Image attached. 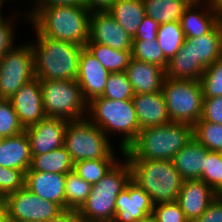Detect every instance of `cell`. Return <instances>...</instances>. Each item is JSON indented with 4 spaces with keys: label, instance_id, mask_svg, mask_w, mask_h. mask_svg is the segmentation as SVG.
<instances>
[{
    "label": "cell",
    "instance_id": "29",
    "mask_svg": "<svg viewBox=\"0 0 222 222\" xmlns=\"http://www.w3.org/2000/svg\"><path fill=\"white\" fill-rule=\"evenodd\" d=\"M156 40L164 56L170 60L182 47L185 41V35L180 22L160 24Z\"/></svg>",
    "mask_w": 222,
    "mask_h": 222
},
{
    "label": "cell",
    "instance_id": "27",
    "mask_svg": "<svg viewBox=\"0 0 222 222\" xmlns=\"http://www.w3.org/2000/svg\"><path fill=\"white\" fill-rule=\"evenodd\" d=\"M192 0H143L146 15L159 24L180 22Z\"/></svg>",
    "mask_w": 222,
    "mask_h": 222
},
{
    "label": "cell",
    "instance_id": "26",
    "mask_svg": "<svg viewBox=\"0 0 222 222\" xmlns=\"http://www.w3.org/2000/svg\"><path fill=\"white\" fill-rule=\"evenodd\" d=\"M32 171L67 174L73 171L74 162L65 148L54 149L48 153L32 155L30 165Z\"/></svg>",
    "mask_w": 222,
    "mask_h": 222
},
{
    "label": "cell",
    "instance_id": "17",
    "mask_svg": "<svg viewBox=\"0 0 222 222\" xmlns=\"http://www.w3.org/2000/svg\"><path fill=\"white\" fill-rule=\"evenodd\" d=\"M110 74L90 51L83 47L76 81L80 85L83 98L87 103L102 96Z\"/></svg>",
    "mask_w": 222,
    "mask_h": 222
},
{
    "label": "cell",
    "instance_id": "30",
    "mask_svg": "<svg viewBox=\"0 0 222 222\" xmlns=\"http://www.w3.org/2000/svg\"><path fill=\"white\" fill-rule=\"evenodd\" d=\"M92 185L74 171L66 174L65 210L78 211L91 193Z\"/></svg>",
    "mask_w": 222,
    "mask_h": 222
},
{
    "label": "cell",
    "instance_id": "12",
    "mask_svg": "<svg viewBox=\"0 0 222 222\" xmlns=\"http://www.w3.org/2000/svg\"><path fill=\"white\" fill-rule=\"evenodd\" d=\"M2 200L7 222H45L63 211L55 202L40 198L26 187L6 195Z\"/></svg>",
    "mask_w": 222,
    "mask_h": 222
},
{
    "label": "cell",
    "instance_id": "41",
    "mask_svg": "<svg viewBox=\"0 0 222 222\" xmlns=\"http://www.w3.org/2000/svg\"><path fill=\"white\" fill-rule=\"evenodd\" d=\"M5 19V21L0 25V59L10 51L14 46V27L12 25V20Z\"/></svg>",
    "mask_w": 222,
    "mask_h": 222
},
{
    "label": "cell",
    "instance_id": "22",
    "mask_svg": "<svg viewBox=\"0 0 222 222\" xmlns=\"http://www.w3.org/2000/svg\"><path fill=\"white\" fill-rule=\"evenodd\" d=\"M140 129L163 126L170 121L162 91L134 94L132 98Z\"/></svg>",
    "mask_w": 222,
    "mask_h": 222
},
{
    "label": "cell",
    "instance_id": "31",
    "mask_svg": "<svg viewBox=\"0 0 222 222\" xmlns=\"http://www.w3.org/2000/svg\"><path fill=\"white\" fill-rule=\"evenodd\" d=\"M116 159H90L74 163L73 171L91 185L97 184L118 162Z\"/></svg>",
    "mask_w": 222,
    "mask_h": 222
},
{
    "label": "cell",
    "instance_id": "45",
    "mask_svg": "<svg viewBox=\"0 0 222 222\" xmlns=\"http://www.w3.org/2000/svg\"><path fill=\"white\" fill-rule=\"evenodd\" d=\"M115 0H83V5L90 11L107 10Z\"/></svg>",
    "mask_w": 222,
    "mask_h": 222
},
{
    "label": "cell",
    "instance_id": "33",
    "mask_svg": "<svg viewBox=\"0 0 222 222\" xmlns=\"http://www.w3.org/2000/svg\"><path fill=\"white\" fill-rule=\"evenodd\" d=\"M193 137L207 150L222 153V124L198 121L193 125Z\"/></svg>",
    "mask_w": 222,
    "mask_h": 222
},
{
    "label": "cell",
    "instance_id": "19",
    "mask_svg": "<svg viewBox=\"0 0 222 222\" xmlns=\"http://www.w3.org/2000/svg\"><path fill=\"white\" fill-rule=\"evenodd\" d=\"M66 175L37 172L29 169L25 173V187L44 200L53 201L65 210Z\"/></svg>",
    "mask_w": 222,
    "mask_h": 222
},
{
    "label": "cell",
    "instance_id": "44",
    "mask_svg": "<svg viewBox=\"0 0 222 222\" xmlns=\"http://www.w3.org/2000/svg\"><path fill=\"white\" fill-rule=\"evenodd\" d=\"M34 7H48L55 5H83V0H35Z\"/></svg>",
    "mask_w": 222,
    "mask_h": 222
},
{
    "label": "cell",
    "instance_id": "13",
    "mask_svg": "<svg viewBox=\"0 0 222 222\" xmlns=\"http://www.w3.org/2000/svg\"><path fill=\"white\" fill-rule=\"evenodd\" d=\"M115 50L132 51L133 38L106 11H91L89 40Z\"/></svg>",
    "mask_w": 222,
    "mask_h": 222
},
{
    "label": "cell",
    "instance_id": "1",
    "mask_svg": "<svg viewBox=\"0 0 222 222\" xmlns=\"http://www.w3.org/2000/svg\"><path fill=\"white\" fill-rule=\"evenodd\" d=\"M91 11L84 5L33 7L30 19L36 35L71 42L85 47L89 40Z\"/></svg>",
    "mask_w": 222,
    "mask_h": 222
},
{
    "label": "cell",
    "instance_id": "8",
    "mask_svg": "<svg viewBox=\"0 0 222 222\" xmlns=\"http://www.w3.org/2000/svg\"><path fill=\"white\" fill-rule=\"evenodd\" d=\"M43 108L48 118L85 119L87 102L76 80H40Z\"/></svg>",
    "mask_w": 222,
    "mask_h": 222
},
{
    "label": "cell",
    "instance_id": "5",
    "mask_svg": "<svg viewBox=\"0 0 222 222\" xmlns=\"http://www.w3.org/2000/svg\"><path fill=\"white\" fill-rule=\"evenodd\" d=\"M87 110L86 118L107 136L112 133L123 136L120 150L124 155L141 130L132 99L116 101L100 96L88 102Z\"/></svg>",
    "mask_w": 222,
    "mask_h": 222
},
{
    "label": "cell",
    "instance_id": "7",
    "mask_svg": "<svg viewBox=\"0 0 222 222\" xmlns=\"http://www.w3.org/2000/svg\"><path fill=\"white\" fill-rule=\"evenodd\" d=\"M124 160L118 161L97 184L92 185L90 195L77 211L81 222H113L117 196L131 180L129 161L125 157Z\"/></svg>",
    "mask_w": 222,
    "mask_h": 222
},
{
    "label": "cell",
    "instance_id": "21",
    "mask_svg": "<svg viewBox=\"0 0 222 222\" xmlns=\"http://www.w3.org/2000/svg\"><path fill=\"white\" fill-rule=\"evenodd\" d=\"M126 74L135 94L155 93L162 90L166 78L165 69L162 67L130 59Z\"/></svg>",
    "mask_w": 222,
    "mask_h": 222
},
{
    "label": "cell",
    "instance_id": "4",
    "mask_svg": "<svg viewBox=\"0 0 222 222\" xmlns=\"http://www.w3.org/2000/svg\"><path fill=\"white\" fill-rule=\"evenodd\" d=\"M36 37V43H30L35 77L39 80H76L84 46L43 35Z\"/></svg>",
    "mask_w": 222,
    "mask_h": 222
},
{
    "label": "cell",
    "instance_id": "16",
    "mask_svg": "<svg viewBox=\"0 0 222 222\" xmlns=\"http://www.w3.org/2000/svg\"><path fill=\"white\" fill-rule=\"evenodd\" d=\"M69 121L61 118H48L25 129L32 155L48 153L64 146L65 131Z\"/></svg>",
    "mask_w": 222,
    "mask_h": 222
},
{
    "label": "cell",
    "instance_id": "25",
    "mask_svg": "<svg viewBox=\"0 0 222 222\" xmlns=\"http://www.w3.org/2000/svg\"><path fill=\"white\" fill-rule=\"evenodd\" d=\"M106 11L132 38L146 16L143 0H115Z\"/></svg>",
    "mask_w": 222,
    "mask_h": 222
},
{
    "label": "cell",
    "instance_id": "3",
    "mask_svg": "<svg viewBox=\"0 0 222 222\" xmlns=\"http://www.w3.org/2000/svg\"><path fill=\"white\" fill-rule=\"evenodd\" d=\"M193 137V125L169 122L141 129L124 151L127 159L172 160Z\"/></svg>",
    "mask_w": 222,
    "mask_h": 222
},
{
    "label": "cell",
    "instance_id": "37",
    "mask_svg": "<svg viewBox=\"0 0 222 222\" xmlns=\"http://www.w3.org/2000/svg\"><path fill=\"white\" fill-rule=\"evenodd\" d=\"M200 180H203L213 190L222 183V153L207 150L204 171Z\"/></svg>",
    "mask_w": 222,
    "mask_h": 222
},
{
    "label": "cell",
    "instance_id": "32",
    "mask_svg": "<svg viewBox=\"0 0 222 222\" xmlns=\"http://www.w3.org/2000/svg\"><path fill=\"white\" fill-rule=\"evenodd\" d=\"M132 58L156 64L166 70L169 60L164 56L156 39L133 40Z\"/></svg>",
    "mask_w": 222,
    "mask_h": 222
},
{
    "label": "cell",
    "instance_id": "35",
    "mask_svg": "<svg viewBox=\"0 0 222 222\" xmlns=\"http://www.w3.org/2000/svg\"><path fill=\"white\" fill-rule=\"evenodd\" d=\"M200 82L204 98L222 96V57L206 68Z\"/></svg>",
    "mask_w": 222,
    "mask_h": 222
},
{
    "label": "cell",
    "instance_id": "18",
    "mask_svg": "<svg viewBox=\"0 0 222 222\" xmlns=\"http://www.w3.org/2000/svg\"><path fill=\"white\" fill-rule=\"evenodd\" d=\"M215 198V191L203 180H187L183 182L177 202L186 219L194 222Z\"/></svg>",
    "mask_w": 222,
    "mask_h": 222
},
{
    "label": "cell",
    "instance_id": "9",
    "mask_svg": "<svg viewBox=\"0 0 222 222\" xmlns=\"http://www.w3.org/2000/svg\"><path fill=\"white\" fill-rule=\"evenodd\" d=\"M161 91L171 122L194 125L201 119L204 96L200 81L166 77Z\"/></svg>",
    "mask_w": 222,
    "mask_h": 222
},
{
    "label": "cell",
    "instance_id": "28",
    "mask_svg": "<svg viewBox=\"0 0 222 222\" xmlns=\"http://www.w3.org/2000/svg\"><path fill=\"white\" fill-rule=\"evenodd\" d=\"M85 47L110 73L126 71L132 58L131 51L115 50L103 44L86 43Z\"/></svg>",
    "mask_w": 222,
    "mask_h": 222
},
{
    "label": "cell",
    "instance_id": "48",
    "mask_svg": "<svg viewBox=\"0 0 222 222\" xmlns=\"http://www.w3.org/2000/svg\"><path fill=\"white\" fill-rule=\"evenodd\" d=\"M0 222H7L6 209L2 199H0Z\"/></svg>",
    "mask_w": 222,
    "mask_h": 222
},
{
    "label": "cell",
    "instance_id": "14",
    "mask_svg": "<svg viewBox=\"0 0 222 222\" xmlns=\"http://www.w3.org/2000/svg\"><path fill=\"white\" fill-rule=\"evenodd\" d=\"M113 222H137L152 214L154 203L150 196L132 179L117 196Z\"/></svg>",
    "mask_w": 222,
    "mask_h": 222
},
{
    "label": "cell",
    "instance_id": "40",
    "mask_svg": "<svg viewBox=\"0 0 222 222\" xmlns=\"http://www.w3.org/2000/svg\"><path fill=\"white\" fill-rule=\"evenodd\" d=\"M199 121L222 124V96L204 98L202 116Z\"/></svg>",
    "mask_w": 222,
    "mask_h": 222
},
{
    "label": "cell",
    "instance_id": "34",
    "mask_svg": "<svg viewBox=\"0 0 222 222\" xmlns=\"http://www.w3.org/2000/svg\"><path fill=\"white\" fill-rule=\"evenodd\" d=\"M132 85L126 72L111 73L107 79L105 90L101 97L121 101L132 99L134 96Z\"/></svg>",
    "mask_w": 222,
    "mask_h": 222
},
{
    "label": "cell",
    "instance_id": "2",
    "mask_svg": "<svg viewBox=\"0 0 222 222\" xmlns=\"http://www.w3.org/2000/svg\"><path fill=\"white\" fill-rule=\"evenodd\" d=\"M222 57V20L207 34L185 38L165 70L171 79L198 80L208 66Z\"/></svg>",
    "mask_w": 222,
    "mask_h": 222
},
{
    "label": "cell",
    "instance_id": "49",
    "mask_svg": "<svg viewBox=\"0 0 222 222\" xmlns=\"http://www.w3.org/2000/svg\"><path fill=\"white\" fill-rule=\"evenodd\" d=\"M137 222H158L153 214L147 215L144 218H141Z\"/></svg>",
    "mask_w": 222,
    "mask_h": 222
},
{
    "label": "cell",
    "instance_id": "42",
    "mask_svg": "<svg viewBox=\"0 0 222 222\" xmlns=\"http://www.w3.org/2000/svg\"><path fill=\"white\" fill-rule=\"evenodd\" d=\"M159 25L158 22L146 15L140 23L133 40L156 39Z\"/></svg>",
    "mask_w": 222,
    "mask_h": 222
},
{
    "label": "cell",
    "instance_id": "53",
    "mask_svg": "<svg viewBox=\"0 0 222 222\" xmlns=\"http://www.w3.org/2000/svg\"><path fill=\"white\" fill-rule=\"evenodd\" d=\"M20 222H38V221H20Z\"/></svg>",
    "mask_w": 222,
    "mask_h": 222
},
{
    "label": "cell",
    "instance_id": "23",
    "mask_svg": "<svg viewBox=\"0 0 222 222\" xmlns=\"http://www.w3.org/2000/svg\"><path fill=\"white\" fill-rule=\"evenodd\" d=\"M32 154L26 131L4 137L0 144V166L24 171L30 169Z\"/></svg>",
    "mask_w": 222,
    "mask_h": 222
},
{
    "label": "cell",
    "instance_id": "50",
    "mask_svg": "<svg viewBox=\"0 0 222 222\" xmlns=\"http://www.w3.org/2000/svg\"><path fill=\"white\" fill-rule=\"evenodd\" d=\"M218 198H222V183L214 190Z\"/></svg>",
    "mask_w": 222,
    "mask_h": 222
},
{
    "label": "cell",
    "instance_id": "6",
    "mask_svg": "<svg viewBox=\"0 0 222 222\" xmlns=\"http://www.w3.org/2000/svg\"><path fill=\"white\" fill-rule=\"evenodd\" d=\"M127 160L131 179L150 196L154 205L177 201L184 179L172 160Z\"/></svg>",
    "mask_w": 222,
    "mask_h": 222
},
{
    "label": "cell",
    "instance_id": "39",
    "mask_svg": "<svg viewBox=\"0 0 222 222\" xmlns=\"http://www.w3.org/2000/svg\"><path fill=\"white\" fill-rule=\"evenodd\" d=\"M152 214L158 222H189L177 201L154 205Z\"/></svg>",
    "mask_w": 222,
    "mask_h": 222
},
{
    "label": "cell",
    "instance_id": "36",
    "mask_svg": "<svg viewBox=\"0 0 222 222\" xmlns=\"http://www.w3.org/2000/svg\"><path fill=\"white\" fill-rule=\"evenodd\" d=\"M25 131L9 100L0 99V134L3 137L18 135Z\"/></svg>",
    "mask_w": 222,
    "mask_h": 222
},
{
    "label": "cell",
    "instance_id": "38",
    "mask_svg": "<svg viewBox=\"0 0 222 222\" xmlns=\"http://www.w3.org/2000/svg\"><path fill=\"white\" fill-rule=\"evenodd\" d=\"M25 187V172L0 166V199Z\"/></svg>",
    "mask_w": 222,
    "mask_h": 222
},
{
    "label": "cell",
    "instance_id": "24",
    "mask_svg": "<svg viewBox=\"0 0 222 222\" xmlns=\"http://www.w3.org/2000/svg\"><path fill=\"white\" fill-rule=\"evenodd\" d=\"M207 149L195 138L186 144L172 159L180 176L187 180H199L202 177Z\"/></svg>",
    "mask_w": 222,
    "mask_h": 222
},
{
    "label": "cell",
    "instance_id": "47",
    "mask_svg": "<svg viewBox=\"0 0 222 222\" xmlns=\"http://www.w3.org/2000/svg\"><path fill=\"white\" fill-rule=\"evenodd\" d=\"M206 2L209 3L211 7L222 16V0H206Z\"/></svg>",
    "mask_w": 222,
    "mask_h": 222
},
{
    "label": "cell",
    "instance_id": "52",
    "mask_svg": "<svg viewBox=\"0 0 222 222\" xmlns=\"http://www.w3.org/2000/svg\"><path fill=\"white\" fill-rule=\"evenodd\" d=\"M3 136L0 134V144H1V142L3 141Z\"/></svg>",
    "mask_w": 222,
    "mask_h": 222
},
{
    "label": "cell",
    "instance_id": "51",
    "mask_svg": "<svg viewBox=\"0 0 222 222\" xmlns=\"http://www.w3.org/2000/svg\"><path fill=\"white\" fill-rule=\"evenodd\" d=\"M2 5H3V2L0 1V9H1ZM0 11H1V10H0ZM2 15H3V14H1V12H0V25L5 21V20H4L5 18H3Z\"/></svg>",
    "mask_w": 222,
    "mask_h": 222
},
{
    "label": "cell",
    "instance_id": "11",
    "mask_svg": "<svg viewBox=\"0 0 222 222\" xmlns=\"http://www.w3.org/2000/svg\"><path fill=\"white\" fill-rule=\"evenodd\" d=\"M35 77L30 43L15 46L0 59V99L9 100Z\"/></svg>",
    "mask_w": 222,
    "mask_h": 222
},
{
    "label": "cell",
    "instance_id": "43",
    "mask_svg": "<svg viewBox=\"0 0 222 222\" xmlns=\"http://www.w3.org/2000/svg\"><path fill=\"white\" fill-rule=\"evenodd\" d=\"M194 222H222V198L216 197Z\"/></svg>",
    "mask_w": 222,
    "mask_h": 222
},
{
    "label": "cell",
    "instance_id": "15",
    "mask_svg": "<svg viewBox=\"0 0 222 222\" xmlns=\"http://www.w3.org/2000/svg\"><path fill=\"white\" fill-rule=\"evenodd\" d=\"M9 101L24 129L47 117L43 108L42 91L38 78L22 85Z\"/></svg>",
    "mask_w": 222,
    "mask_h": 222
},
{
    "label": "cell",
    "instance_id": "20",
    "mask_svg": "<svg viewBox=\"0 0 222 222\" xmlns=\"http://www.w3.org/2000/svg\"><path fill=\"white\" fill-rule=\"evenodd\" d=\"M202 0H192L185 8L180 24L185 38L199 37L210 32L221 20L222 16L216 12L209 3L203 2L202 9L199 10ZM208 6V7H207ZM199 7V8H198Z\"/></svg>",
    "mask_w": 222,
    "mask_h": 222
},
{
    "label": "cell",
    "instance_id": "46",
    "mask_svg": "<svg viewBox=\"0 0 222 222\" xmlns=\"http://www.w3.org/2000/svg\"><path fill=\"white\" fill-rule=\"evenodd\" d=\"M45 222H81L77 211L63 210L59 215Z\"/></svg>",
    "mask_w": 222,
    "mask_h": 222
},
{
    "label": "cell",
    "instance_id": "10",
    "mask_svg": "<svg viewBox=\"0 0 222 222\" xmlns=\"http://www.w3.org/2000/svg\"><path fill=\"white\" fill-rule=\"evenodd\" d=\"M108 136L87 118L69 121L64 146L73 162L90 159H115Z\"/></svg>",
    "mask_w": 222,
    "mask_h": 222
}]
</instances>
